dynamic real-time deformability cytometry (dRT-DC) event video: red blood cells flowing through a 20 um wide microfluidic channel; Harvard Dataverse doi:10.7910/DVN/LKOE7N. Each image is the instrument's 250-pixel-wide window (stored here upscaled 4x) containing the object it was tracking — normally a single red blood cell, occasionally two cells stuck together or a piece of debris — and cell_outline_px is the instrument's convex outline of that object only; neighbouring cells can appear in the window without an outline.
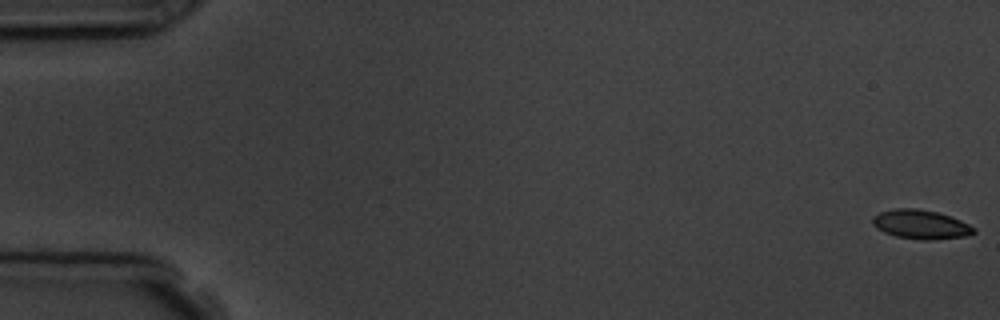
{"species": "common noctule bat (a hibernating species)", "species_latin": "Nyctalus noctula", "temperature_condition": "room temperature", "stored_images_in_passage": 7, "camera_frame_rate_fps": 3000, "um_per_image_px": 0.085, "animal": {"sex": "male", "body_mass_g": 19.5, "forearm_length_mm": 54.6}, "frame": {"image": 1, "passage_image": 1, "time_ms": 0.0, "image_size_px": [1000, 320], "cell_outline_px": [[976, 232], [964, 236], [928, 240], [924, 240], [896, 236], [884, 232], [876, 228], [872, 224], [872, 216], [880, 212], [896, 208], [920, 208], [936, 212], [960, 220], [976, 228]], "centroid_in_image_um": [78.23, 19.06], "position_along_channel_um": 6.8, "area_um2": 17.05}}
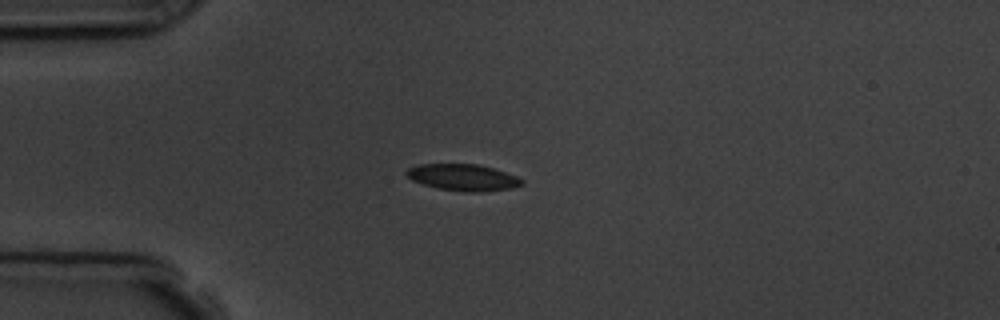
{"frame": {"image": 2, "passage_image": 5, "time_ms": 4.667, "image_size_px": [1000, 320], "cell_outline_px": [[524, 184], [512, 188], [480, 192], [464, 192], [440, 188], [424, 184], [412, 180], [404, 172], [408, 168], [420, 164], [476, 164], [492, 168], [516, 176], [524, 180]], "centroid_in_image_um": [39.37, 15.08], "position_along_channel_um": 45.6, "area_um2": 17.69}}
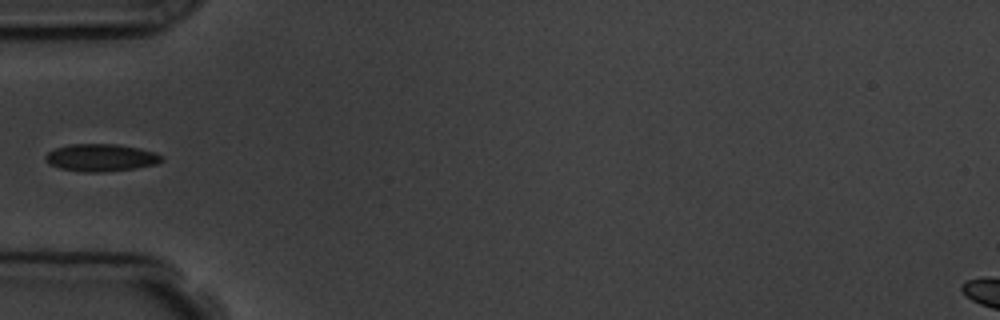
{"frame": {"image": 3, "passage_image": 6, "time_ms": 6.0, "image_size_px": [1000, 320], "cell_outline_px": [[164, 160], [156, 164], [132, 168], [100, 172], [84, 172], [60, 168], [48, 164], [44, 160], [44, 156], [48, 152], [56, 148], [68, 144], [116, 144], [140, 148], [152, 152], [160, 156]], "centroid_in_image_um": [8.51, 13.39], "position_along_channel_um": 76.5, "area_um2": 18.38}}